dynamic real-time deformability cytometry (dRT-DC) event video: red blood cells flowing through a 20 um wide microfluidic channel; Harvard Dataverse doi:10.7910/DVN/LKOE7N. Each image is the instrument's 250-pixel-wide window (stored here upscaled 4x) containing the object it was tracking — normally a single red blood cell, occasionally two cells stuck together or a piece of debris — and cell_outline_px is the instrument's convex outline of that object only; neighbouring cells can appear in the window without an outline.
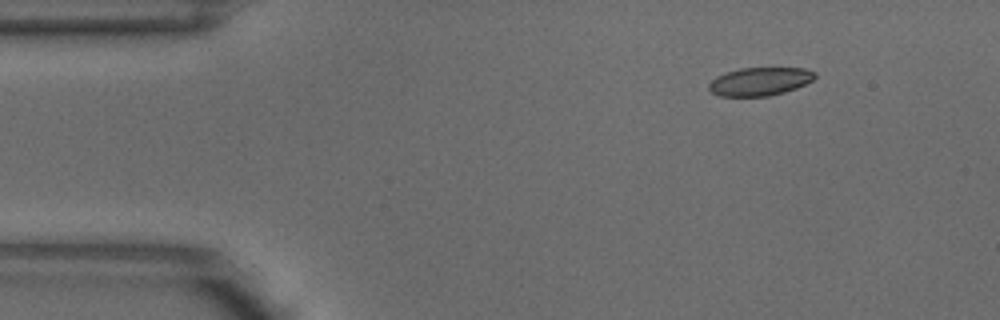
{"species": "common noctule bat (a hibernating species)", "species_latin": "Nyctalus noctula", "temperature_condition": "warm", "stored_images_in_passage": 3, "camera_frame_rate_fps": 3000, "um_per_image_px": 0.085, "animal": {"sex": "male", "body_mass_g": 18.8}, "frame": {"image": 1, "passage_image": 1, "time_ms": 0.0, "image_size_px": [1000, 320], "cell_outline_px": [[816, 76], [812, 80], [796, 88], [784, 92], [768, 96], [720, 96], [712, 92], [708, 88], [708, 84], [716, 76], [724, 72], [740, 68], [804, 68], [816, 72]], "centroid_in_image_um": [64.56, 6.92], "position_along_channel_um": 20.4, "area_um2": 17.46}}